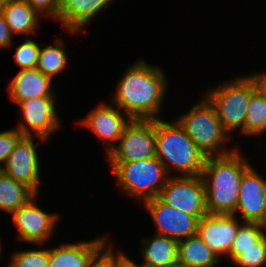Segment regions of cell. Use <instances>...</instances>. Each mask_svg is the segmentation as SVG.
<instances>
[{"label": "cell", "mask_w": 266, "mask_h": 267, "mask_svg": "<svg viewBox=\"0 0 266 267\" xmlns=\"http://www.w3.org/2000/svg\"><path fill=\"white\" fill-rule=\"evenodd\" d=\"M241 224L234 214L208 213L199 220L196 235L220 258L228 255Z\"/></svg>", "instance_id": "14"}, {"label": "cell", "mask_w": 266, "mask_h": 267, "mask_svg": "<svg viewBox=\"0 0 266 267\" xmlns=\"http://www.w3.org/2000/svg\"><path fill=\"white\" fill-rule=\"evenodd\" d=\"M155 267H187L183 262H181L178 258L170 263H166L160 266Z\"/></svg>", "instance_id": "35"}, {"label": "cell", "mask_w": 266, "mask_h": 267, "mask_svg": "<svg viewBox=\"0 0 266 267\" xmlns=\"http://www.w3.org/2000/svg\"><path fill=\"white\" fill-rule=\"evenodd\" d=\"M256 84V88L266 97V72L250 75Z\"/></svg>", "instance_id": "34"}, {"label": "cell", "mask_w": 266, "mask_h": 267, "mask_svg": "<svg viewBox=\"0 0 266 267\" xmlns=\"http://www.w3.org/2000/svg\"><path fill=\"white\" fill-rule=\"evenodd\" d=\"M250 166L236 148L222 156H208L202 171L209 214H234L244 171Z\"/></svg>", "instance_id": "2"}, {"label": "cell", "mask_w": 266, "mask_h": 267, "mask_svg": "<svg viewBox=\"0 0 266 267\" xmlns=\"http://www.w3.org/2000/svg\"><path fill=\"white\" fill-rule=\"evenodd\" d=\"M202 101L181 115L177 122L206 157L233 152L234 148L231 151L222 148L231 137L222 128L215 107L204 96Z\"/></svg>", "instance_id": "4"}, {"label": "cell", "mask_w": 266, "mask_h": 267, "mask_svg": "<svg viewBox=\"0 0 266 267\" xmlns=\"http://www.w3.org/2000/svg\"><path fill=\"white\" fill-rule=\"evenodd\" d=\"M163 69L140 60L127 68L116 87L114 105L130 119L157 120L167 89Z\"/></svg>", "instance_id": "1"}, {"label": "cell", "mask_w": 266, "mask_h": 267, "mask_svg": "<svg viewBox=\"0 0 266 267\" xmlns=\"http://www.w3.org/2000/svg\"><path fill=\"white\" fill-rule=\"evenodd\" d=\"M34 199L35 197L11 214L19 239L43 245L55 230L59 217L57 214H50L40 209L34 203Z\"/></svg>", "instance_id": "12"}, {"label": "cell", "mask_w": 266, "mask_h": 267, "mask_svg": "<svg viewBox=\"0 0 266 267\" xmlns=\"http://www.w3.org/2000/svg\"><path fill=\"white\" fill-rule=\"evenodd\" d=\"M105 104L104 102L93 108L87 117L80 123L91 129L96 136L100 137L107 144L106 154L108 155L115 147L112 141L119 140L125 126L130 122L127 114L120 112L119 108ZM124 115H126L124 117ZM127 118V119H126Z\"/></svg>", "instance_id": "15"}, {"label": "cell", "mask_w": 266, "mask_h": 267, "mask_svg": "<svg viewBox=\"0 0 266 267\" xmlns=\"http://www.w3.org/2000/svg\"><path fill=\"white\" fill-rule=\"evenodd\" d=\"M12 1H15V0H0V5L4 3L12 2Z\"/></svg>", "instance_id": "36"}, {"label": "cell", "mask_w": 266, "mask_h": 267, "mask_svg": "<svg viewBox=\"0 0 266 267\" xmlns=\"http://www.w3.org/2000/svg\"><path fill=\"white\" fill-rule=\"evenodd\" d=\"M51 80L37 68L20 69L8 85L9 95L17 104L26 99L55 96Z\"/></svg>", "instance_id": "17"}, {"label": "cell", "mask_w": 266, "mask_h": 267, "mask_svg": "<svg viewBox=\"0 0 266 267\" xmlns=\"http://www.w3.org/2000/svg\"><path fill=\"white\" fill-rule=\"evenodd\" d=\"M40 49L38 43L32 39H26L16 48L14 62L21 70L34 69L38 64Z\"/></svg>", "instance_id": "28"}, {"label": "cell", "mask_w": 266, "mask_h": 267, "mask_svg": "<svg viewBox=\"0 0 266 267\" xmlns=\"http://www.w3.org/2000/svg\"><path fill=\"white\" fill-rule=\"evenodd\" d=\"M155 156V120L131 119L107 159L109 162H134Z\"/></svg>", "instance_id": "7"}, {"label": "cell", "mask_w": 266, "mask_h": 267, "mask_svg": "<svg viewBox=\"0 0 266 267\" xmlns=\"http://www.w3.org/2000/svg\"><path fill=\"white\" fill-rule=\"evenodd\" d=\"M40 49L37 69L49 78H54L63 72L67 66L68 57L65 52V44L59 40Z\"/></svg>", "instance_id": "23"}, {"label": "cell", "mask_w": 266, "mask_h": 267, "mask_svg": "<svg viewBox=\"0 0 266 267\" xmlns=\"http://www.w3.org/2000/svg\"><path fill=\"white\" fill-rule=\"evenodd\" d=\"M37 194L23 183L0 170V209L8 213L18 210Z\"/></svg>", "instance_id": "22"}, {"label": "cell", "mask_w": 266, "mask_h": 267, "mask_svg": "<svg viewBox=\"0 0 266 267\" xmlns=\"http://www.w3.org/2000/svg\"><path fill=\"white\" fill-rule=\"evenodd\" d=\"M256 84L248 76L237 77L229 83L209 90L204 95L215 107L222 128L229 135L232 130L241 128L245 135L246 110L250 95L256 90Z\"/></svg>", "instance_id": "6"}, {"label": "cell", "mask_w": 266, "mask_h": 267, "mask_svg": "<svg viewBox=\"0 0 266 267\" xmlns=\"http://www.w3.org/2000/svg\"><path fill=\"white\" fill-rule=\"evenodd\" d=\"M8 267H49V248L14 252Z\"/></svg>", "instance_id": "26"}, {"label": "cell", "mask_w": 266, "mask_h": 267, "mask_svg": "<svg viewBox=\"0 0 266 267\" xmlns=\"http://www.w3.org/2000/svg\"><path fill=\"white\" fill-rule=\"evenodd\" d=\"M141 243L143 267H155L170 263L177 259L178 241L167 236L155 235L144 238Z\"/></svg>", "instance_id": "20"}, {"label": "cell", "mask_w": 266, "mask_h": 267, "mask_svg": "<svg viewBox=\"0 0 266 267\" xmlns=\"http://www.w3.org/2000/svg\"><path fill=\"white\" fill-rule=\"evenodd\" d=\"M38 146L33 136H23L1 168L6 175L30 187L36 194L40 184Z\"/></svg>", "instance_id": "10"}, {"label": "cell", "mask_w": 266, "mask_h": 267, "mask_svg": "<svg viewBox=\"0 0 266 267\" xmlns=\"http://www.w3.org/2000/svg\"><path fill=\"white\" fill-rule=\"evenodd\" d=\"M12 40L13 34L0 11V48L10 47L13 43Z\"/></svg>", "instance_id": "32"}, {"label": "cell", "mask_w": 266, "mask_h": 267, "mask_svg": "<svg viewBox=\"0 0 266 267\" xmlns=\"http://www.w3.org/2000/svg\"><path fill=\"white\" fill-rule=\"evenodd\" d=\"M126 255L124 252L121 253V251L114 255V267H143L142 265H137Z\"/></svg>", "instance_id": "33"}, {"label": "cell", "mask_w": 266, "mask_h": 267, "mask_svg": "<svg viewBox=\"0 0 266 267\" xmlns=\"http://www.w3.org/2000/svg\"><path fill=\"white\" fill-rule=\"evenodd\" d=\"M158 198L180 212L194 217L208 214L202 176H170Z\"/></svg>", "instance_id": "8"}, {"label": "cell", "mask_w": 266, "mask_h": 267, "mask_svg": "<svg viewBox=\"0 0 266 267\" xmlns=\"http://www.w3.org/2000/svg\"><path fill=\"white\" fill-rule=\"evenodd\" d=\"M37 12H43L44 15L58 18L60 0H25Z\"/></svg>", "instance_id": "30"}, {"label": "cell", "mask_w": 266, "mask_h": 267, "mask_svg": "<svg viewBox=\"0 0 266 267\" xmlns=\"http://www.w3.org/2000/svg\"><path fill=\"white\" fill-rule=\"evenodd\" d=\"M243 222L266 223V179L250 165L242 176L237 208Z\"/></svg>", "instance_id": "13"}, {"label": "cell", "mask_w": 266, "mask_h": 267, "mask_svg": "<svg viewBox=\"0 0 266 267\" xmlns=\"http://www.w3.org/2000/svg\"><path fill=\"white\" fill-rule=\"evenodd\" d=\"M113 0H60L57 20L66 30L77 33Z\"/></svg>", "instance_id": "18"}, {"label": "cell", "mask_w": 266, "mask_h": 267, "mask_svg": "<svg viewBox=\"0 0 266 267\" xmlns=\"http://www.w3.org/2000/svg\"><path fill=\"white\" fill-rule=\"evenodd\" d=\"M121 189L143 203L159 196L169 175L155 156L134 162H110Z\"/></svg>", "instance_id": "5"}, {"label": "cell", "mask_w": 266, "mask_h": 267, "mask_svg": "<svg viewBox=\"0 0 266 267\" xmlns=\"http://www.w3.org/2000/svg\"><path fill=\"white\" fill-rule=\"evenodd\" d=\"M266 132V97L256 89L249 98L246 110L245 134Z\"/></svg>", "instance_id": "24"}, {"label": "cell", "mask_w": 266, "mask_h": 267, "mask_svg": "<svg viewBox=\"0 0 266 267\" xmlns=\"http://www.w3.org/2000/svg\"><path fill=\"white\" fill-rule=\"evenodd\" d=\"M55 97H36L21 101L18 104L20 106L19 116L24 121H21L16 129L23 136L32 137L34 134L42 140H47L60 127Z\"/></svg>", "instance_id": "9"}, {"label": "cell", "mask_w": 266, "mask_h": 267, "mask_svg": "<svg viewBox=\"0 0 266 267\" xmlns=\"http://www.w3.org/2000/svg\"><path fill=\"white\" fill-rule=\"evenodd\" d=\"M155 146L156 157L168 175L172 167L182 176L202 175L207 157L177 121L155 120Z\"/></svg>", "instance_id": "3"}, {"label": "cell", "mask_w": 266, "mask_h": 267, "mask_svg": "<svg viewBox=\"0 0 266 267\" xmlns=\"http://www.w3.org/2000/svg\"><path fill=\"white\" fill-rule=\"evenodd\" d=\"M22 137L18 129L0 132V170Z\"/></svg>", "instance_id": "29"}, {"label": "cell", "mask_w": 266, "mask_h": 267, "mask_svg": "<svg viewBox=\"0 0 266 267\" xmlns=\"http://www.w3.org/2000/svg\"><path fill=\"white\" fill-rule=\"evenodd\" d=\"M239 267H260L266 265V234L254 244V247L243 250L234 261Z\"/></svg>", "instance_id": "27"}, {"label": "cell", "mask_w": 266, "mask_h": 267, "mask_svg": "<svg viewBox=\"0 0 266 267\" xmlns=\"http://www.w3.org/2000/svg\"><path fill=\"white\" fill-rule=\"evenodd\" d=\"M0 11L13 35L36 32L39 13L25 0L4 3L0 5Z\"/></svg>", "instance_id": "19"}, {"label": "cell", "mask_w": 266, "mask_h": 267, "mask_svg": "<svg viewBox=\"0 0 266 267\" xmlns=\"http://www.w3.org/2000/svg\"><path fill=\"white\" fill-rule=\"evenodd\" d=\"M144 205L157 227V235L167 236L177 241L196 235L198 222L202 217L180 212L158 197L145 201Z\"/></svg>", "instance_id": "11"}, {"label": "cell", "mask_w": 266, "mask_h": 267, "mask_svg": "<svg viewBox=\"0 0 266 267\" xmlns=\"http://www.w3.org/2000/svg\"><path fill=\"white\" fill-rule=\"evenodd\" d=\"M114 248L107 245L90 263L89 267H114Z\"/></svg>", "instance_id": "31"}, {"label": "cell", "mask_w": 266, "mask_h": 267, "mask_svg": "<svg viewBox=\"0 0 266 267\" xmlns=\"http://www.w3.org/2000/svg\"><path fill=\"white\" fill-rule=\"evenodd\" d=\"M265 225L260 223L243 222L237 231L228 256L234 261L243 250L254 247L264 235Z\"/></svg>", "instance_id": "25"}, {"label": "cell", "mask_w": 266, "mask_h": 267, "mask_svg": "<svg viewBox=\"0 0 266 267\" xmlns=\"http://www.w3.org/2000/svg\"><path fill=\"white\" fill-rule=\"evenodd\" d=\"M107 244L104 236L88 242L60 244L49 248V267H89Z\"/></svg>", "instance_id": "16"}, {"label": "cell", "mask_w": 266, "mask_h": 267, "mask_svg": "<svg viewBox=\"0 0 266 267\" xmlns=\"http://www.w3.org/2000/svg\"><path fill=\"white\" fill-rule=\"evenodd\" d=\"M177 258L187 267H214L219 256L197 235L178 241Z\"/></svg>", "instance_id": "21"}]
</instances>
